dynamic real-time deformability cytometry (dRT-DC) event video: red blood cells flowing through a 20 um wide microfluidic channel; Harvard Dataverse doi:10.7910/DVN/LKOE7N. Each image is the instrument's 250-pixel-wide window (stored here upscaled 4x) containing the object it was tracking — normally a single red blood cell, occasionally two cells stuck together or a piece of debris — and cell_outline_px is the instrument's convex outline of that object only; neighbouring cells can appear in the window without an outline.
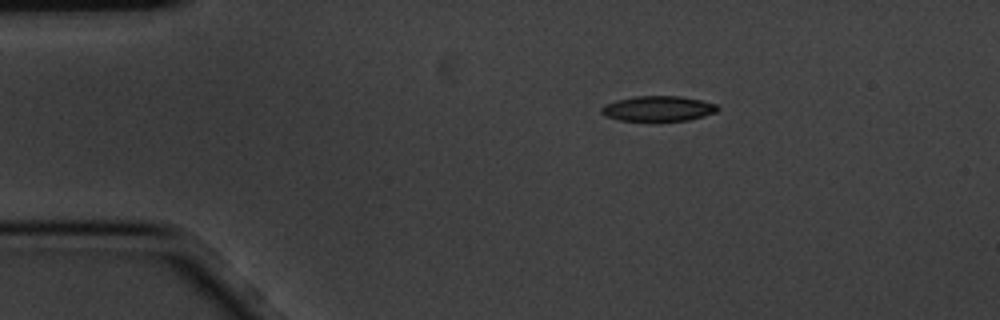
{"species": "common noctule bat (a hibernating species)", "species_latin": "Nyctalus noctula", "temperature_condition": "cold", "stored_images_in_passage": 7, "camera_frame_rate_fps": 3000, "um_per_image_px": 0.085, "animal": {"sex": "male", "body_mass_g": 20.1, "forearm_length_mm": 53.5}, "frame": {"image": 1, "passage_image": 1, "time_ms": 0.0, "image_size_px": [1000, 320], "cell_outline_px": [[720, 108], [716, 112], [704, 116], [688, 120], [620, 120], [604, 116], [600, 112], [600, 108], [604, 104], [616, 100], [636, 96], [680, 96], [700, 100], [716, 104]], "centroid_in_image_um": [55.92, 9.22], "position_along_channel_um": 29.1, "area_um2": 16.99}}
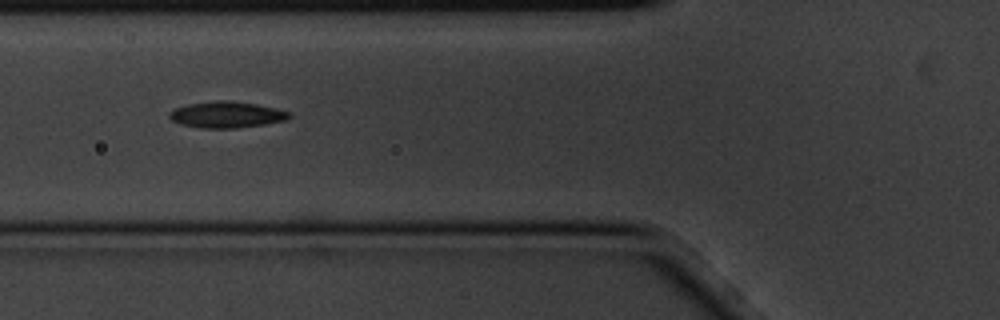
{"frame": {"image": 2, "passage_image": 4, "time_ms": 1.0, "image_size_px": [1000, 320], "cell_outline_px": [[292, 116], [288, 120], [264, 124], [236, 128], [200, 128], [180, 124], [172, 120], [168, 116], [168, 112], [176, 108], [188, 104], [216, 100], [224, 100], [256, 104], [276, 108], [288, 112]], "centroid_in_image_um": [19.25, 9.75], "position_along_channel_um": 106.5, "area_um2": 18.32}}
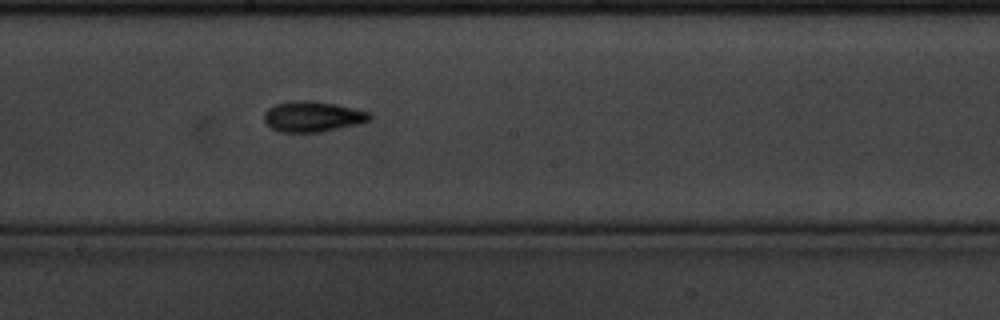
{"frame": {"image": 3, "passage_image": 7, "time_ms": 2.0, "image_size_px": [1000, 320], "cell_outline_px": [[372, 120], [356, 124], [320, 132], [280, 132], [272, 128], [264, 120], [264, 112], [268, 108], [276, 104], [292, 100], [312, 100], [336, 104], [372, 112]], "centroid_in_image_um": [26.59, 9.89], "position_along_channel_um": 221.6, "area_um2": 18.9}}